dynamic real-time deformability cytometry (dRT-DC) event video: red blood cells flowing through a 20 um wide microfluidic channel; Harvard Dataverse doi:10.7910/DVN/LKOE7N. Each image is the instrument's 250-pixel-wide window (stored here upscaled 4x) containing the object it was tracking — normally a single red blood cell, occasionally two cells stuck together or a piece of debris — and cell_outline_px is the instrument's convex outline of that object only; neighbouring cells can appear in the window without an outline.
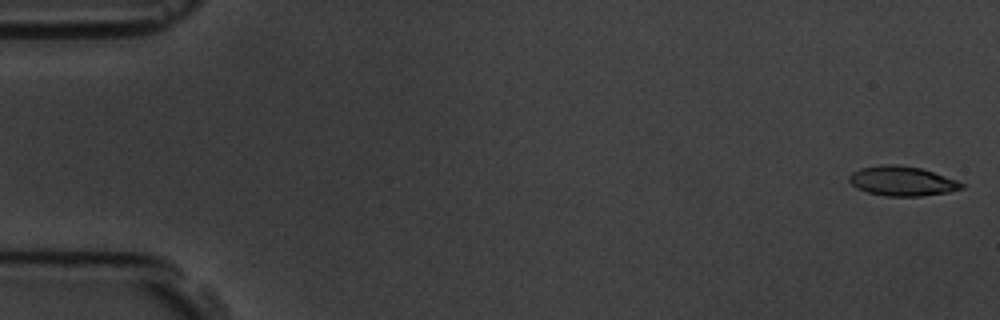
{"species": "common noctule bat (a hibernating species)", "species_latin": "Nyctalus noctula", "temperature_condition": "room temperature", "stored_images_in_passage": 5, "camera_frame_rate_fps": 3000, "um_per_image_px": 0.085, "animal": {"sex": "male", "body_mass_g": 19.5, "forearm_length_mm": 54.6}, "frame": {"image": 1, "passage_image": 1, "time_ms": 0.0, "image_size_px": [1000, 320], "cell_outline_px": [[964, 188], [948, 192], [920, 196], [884, 196], [868, 192], [856, 188], [848, 180], [848, 176], [852, 172], [860, 168], [880, 164], [896, 164], [920, 168], [956, 180], [964, 184]], "centroid_in_image_um": [76.63, 15.39], "position_along_channel_um": 8.4, "area_um2": 19.36}}
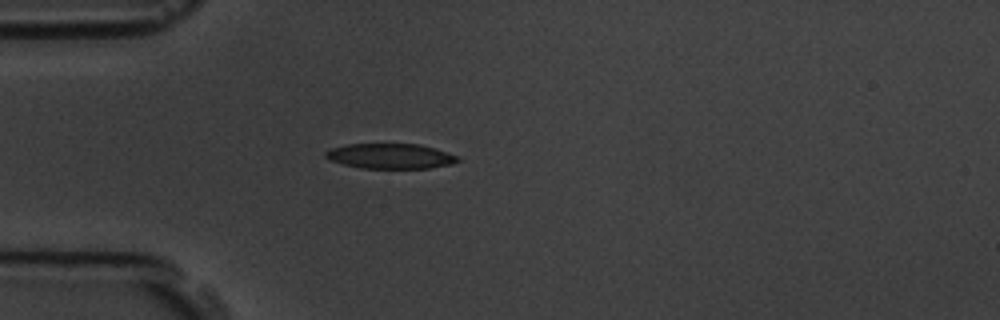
{"frame": {"image": 2, "passage_image": 5, "time_ms": 4.667, "image_size_px": [1000, 320], "cell_outline_px": [[460, 160], [452, 164], [428, 168], [360, 168], [344, 164], [332, 160], [324, 156], [324, 152], [332, 148], [348, 144], [420, 144], [456, 156]], "centroid_in_image_um": [33.15, 13.27], "position_along_channel_um": 51.8, "area_um2": 19.02}}